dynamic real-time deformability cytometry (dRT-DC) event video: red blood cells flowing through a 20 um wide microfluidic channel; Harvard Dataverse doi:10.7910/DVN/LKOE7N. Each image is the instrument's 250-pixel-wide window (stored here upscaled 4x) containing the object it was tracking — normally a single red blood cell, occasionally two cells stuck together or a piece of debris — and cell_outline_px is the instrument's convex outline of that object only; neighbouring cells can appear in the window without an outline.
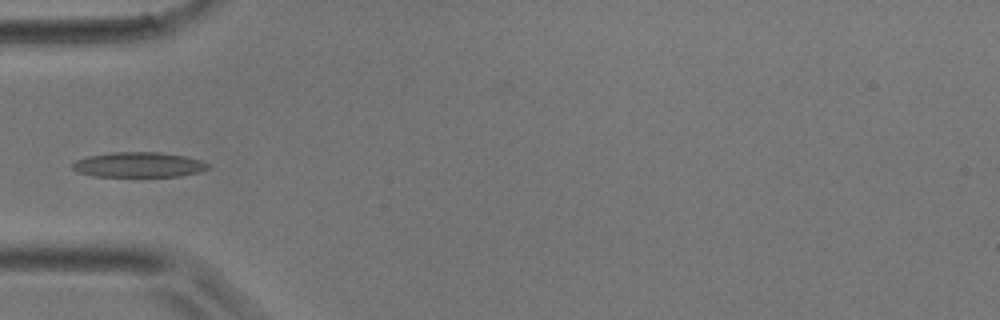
{"species": "common noctule bat (a hibernating species)", "species_latin": "Nyctalus noctula", "temperature_condition": "room temperature", "stored_images_in_passage": 3, "camera_frame_rate_fps": 3000, "um_per_image_px": 0.085, "animal": {"sex": "male", "body_mass_g": 17.9}, "frame": {"image": 1, "passage_image": 3, "time_ms": 0.667, "image_size_px": [1000, 320], "cell_outline_px": [[212, 164], [208, 168], [200, 172], [180, 176], [96, 176], [80, 172], [72, 168], [72, 164], [76, 160], [88, 156], [112, 152], [160, 152], [184, 156], [200, 160]], "centroid_in_image_um": [11.83, 13.99], "position_along_channel_um": 73.2, "area_um2": 19.71}}